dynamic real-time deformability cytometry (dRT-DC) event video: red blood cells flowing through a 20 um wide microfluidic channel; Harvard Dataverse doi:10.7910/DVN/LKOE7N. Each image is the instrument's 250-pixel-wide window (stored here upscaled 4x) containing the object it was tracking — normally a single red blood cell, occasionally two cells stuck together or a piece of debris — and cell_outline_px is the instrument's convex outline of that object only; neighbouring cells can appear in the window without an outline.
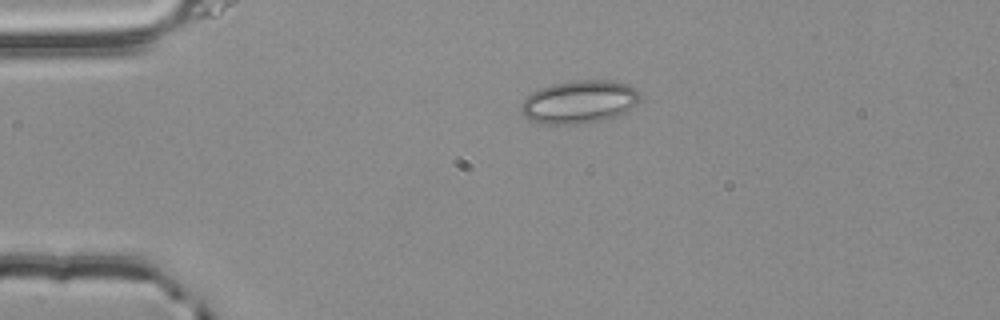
{"species": "common noctule bat (a hibernating species)", "species_latin": "Nyctalus noctula", "temperature_condition": "room temperature", "stored_images_in_passage": 45, "camera_frame_rate_fps": 3000, "um_per_image_px": 0.085, "animal": {"sex": "male", "body_mass_g": 20.4}, "frame": {"image": 1, "passage_image": 3, "time_ms": 0.667, "image_size_px": [1000, 320], "cell_outline_px": [[640, 96], [636, 104], [628, 112], [608, 120], [576, 124], [552, 124], [532, 120], [524, 116], [520, 112], [520, 104], [532, 92], [540, 88], [552, 84], [580, 80], [608, 80], [628, 84]], "centroid_in_image_um": [49.25, 8.67], "position_along_channel_um": 35.8, "area_um2": 29.77}}
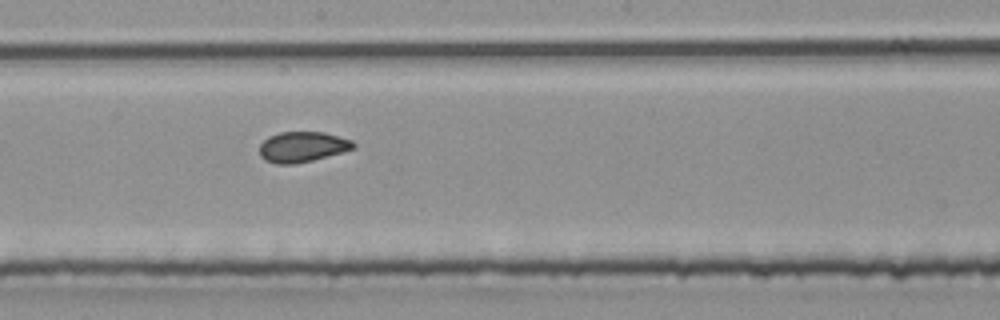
{"frame": {"image": 2, "passage_image": 21, "time_ms": 6.667, "image_size_px": [1000, 320], "cell_outline_px": [[356, 148], [344, 152], [312, 160], [292, 164], [276, 164], [264, 160], [260, 156], [260, 144], [268, 136], [280, 132], [324, 132], [352, 140], [356, 144]], "centroid_in_image_um": [25.71, 12.48], "position_along_channel_um": 222.5, "area_um2": 16.76}}
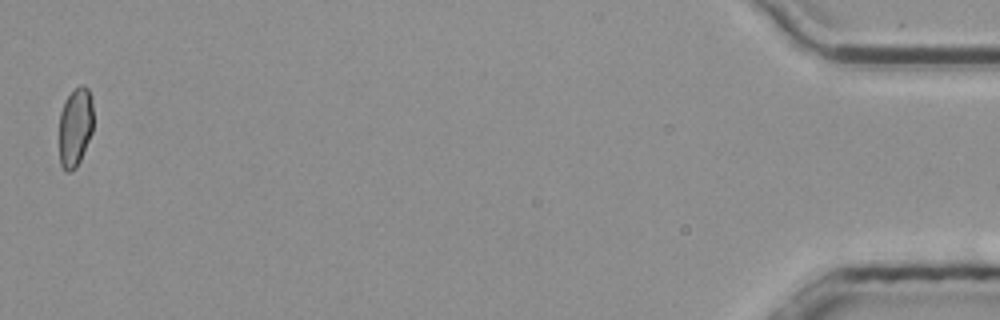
{"frame": {"image": 3, "passage_image": 45, "time_ms": 14.667, "image_size_px": [1000, 320], "cell_outline_px": [[92, 132], [80, 160], [76, 168], [68, 172], [60, 164], [60, 112], [64, 100], [80, 84], [84, 84], [88, 88], [92, 100]], "centroid_in_image_um": [6.4, 10.77], "position_along_channel_um": 428.8, "area_um2": 15.61}, "authors_computed_cell_mechanics": {"area_um2": 16.7042, "velocity_mm_per_s": 3.8158, "shape_relaxation_time_tau1_ms": null, "shape_relaxation_time_tau2_ms": 1.051, "deformation_change_tau1": null, "deformation_change_tau2": 0.0584}}